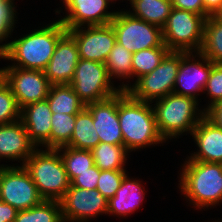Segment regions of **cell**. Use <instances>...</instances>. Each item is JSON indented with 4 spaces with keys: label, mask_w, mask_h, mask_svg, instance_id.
Here are the masks:
<instances>
[{
    "label": "cell",
    "mask_w": 222,
    "mask_h": 222,
    "mask_svg": "<svg viewBox=\"0 0 222 222\" xmlns=\"http://www.w3.org/2000/svg\"><path fill=\"white\" fill-rule=\"evenodd\" d=\"M132 55L124 46L115 43L104 63L111 80L132 78Z\"/></svg>",
    "instance_id": "f1b7e54d"
},
{
    "label": "cell",
    "mask_w": 222,
    "mask_h": 222,
    "mask_svg": "<svg viewBox=\"0 0 222 222\" xmlns=\"http://www.w3.org/2000/svg\"><path fill=\"white\" fill-rule=\"evenodd\" d=\"M205 115L222 129V100H219L210 106L205 111Z\"/></svg>",
    "instance_id": "74e56055"
},
{
    "label": "cell",
    "mask_w": 222,
    "mask_h": 222,
    "mask_svg": "<svg viewBox=\"0 0 222 222\" xmlns=\"http://www.w3.org/2000/svg\"><path fill=\"white\" fill-rule=\"evenodd\" d=\"M14 1H1L0 2V44L10 37L13 29L15 28V21L17 19ZM16 16V17H15ZM6 43L0 45V54L4 51Z\"/></svg>",
    "instance_id": "d6a6232c"
},
{
    "label": "cell",
    "mask_w": 222,
    "mask_h": 222,
    "mask_svg": "<svg viewBox=\"0 0 222 222\" xmlns=\"http://www.w3.org/2000/svg\"><path fill=\"white\" fill-rule=\"evenodd\" d=\"M170 50L163 43L160 47L134 52L132 55V77L136 80L153 71Z\"/></svg>",
    "instance_id": "f546056e"
},
{
    "label": "cell",
    "mask_w": 222,
    "mask_h": 222,
    "mask_svg": "<svg viewBox=\"0 0 222 222\" xmlns=\"http://www.w3.org/2000/svg\"><path fill=\"white\" fill-rule=\"evenodd\" d=\"M3 72L20 109L47 98L51 84L44 71L5 66Z\"/></svg>",
    "instance_id": "8fae6325"
},
{
    "label": "cell",
    "mask_w": 222,
    "mask_h": 222,
    "mask_svg": "<svg viewBox=\"0 0 222 222\" xmlns=\"http://www.w3.org/2000/svg\"><path fill=\"white\" fill-rule=\"evenodd\" d=\"M191 136L199 150L188 156V160L222 163V129L220 127L205 115Z\"/></svg>",
    "instance_id": "ac0fdd59"
},
{
    "label": "cell",
    "mask_w": 222,
    "mask_h": 222,
    "mask_svg": "<svg viewBox=\"0 0 222 222\" xmlns=\"http://www.w3.org/2000/svg\"><path fill=\"white\" fill-rule=\"evenodd\" d=\"M0 200L22 211L44 199L24 166L0 165Z\"/></svg>",
    "instance_id": "30bf717a"
},
{
    "label": "cell",
    "mask_w": 222,
    "mask_h": 222,
    "mask_svg": "<svg viewBox=\"0 0 222 222\" xmlns=\"http://www.w3.org/2000/svg\"><path fill=\"white\" fill-rule=\"evenodd\" d=\"M100 177V169L94 165L80 173V175L76 176L70 184L73 187L82 188V189H96L97 188V181Z\"/></svg>",
    "instance_id": "d590c367"
},
{
    "label": "cell",
    "mask_w": 222,
    "mask_h": 222,
    "mask_svg": "<svg viewBox=\"0 0 222 222\" xmlns=\"http://www.w3.org/2000/svg\"><path fill=\"white\" fill-rule=\"evenodd\" d=\"M67 29L58 19L51 24L34 29L29 34L8 42L0 59H8L13 63L7 67H19L44 71L54 54L59 39Z\"/></svg>",
    "instance_id": "6da1fadb"
},
{
    "label": "cell",
    "mask_w": 222,
    "mask_h": 222,
    "mask_svg": "<svg viewBox=\"0 0 222 222\" xmlns=\"http://www.w3.org/2000/svg\"><path fill=\"white\" fill-rule=\"evenodd\" d=\"M132 11H127L134 17L163 27L173 8L171 0H128Z\"/></svg>",
    "instance_id": "603a6c76"
},
{
    "label": "cell",
    "mask_w": 222,
    "mask_h": 222,
    "mask_svg": "<svg viewBox=\"0 0 222 222\" xmlns=\"http://www.w3.org/2000/svg\"><path fill=\"white\" fill-rule=\"evenodd\" d=\"M222 22V10L215 15Z\"/></svg>",
    "instance_id": "b9f144b4"
},
{
    "label": "cell",
    "mask_w": 222,
    "mask_h": 222,
    "mask_svg": "<svg viewBox=\"0 0 222 222\" xmlns=\"http://www.w3.org/2000/svg\"><path fill=\"white\" fill-rule=\"evenodd\" d=\"M180 173L179 189L196 209L222 202V163L187 160Z\"/></svg>",
    "instance_id": "3957f363"
},
{
    "label": "cell",
    "mask_w": 222,
    "mask_h": 222,
    "mask_svg": "<svg viewBox=\"0 0 222 222\" xmlns=\"http://www.w3.org/2000/svg\"><path fill=\"white\" fill-rule=\"evenodd\" d=\"M206 18L191 11L172 8L162 27L163 43L170 51L200 52Z\"/></svg>",
    "instance_id": "52a82bcc"
},
{
    "label": "cell",
    "mask_w": 222,
    "mask_h": 222,
    "mask_svg": "<svg viewBox=\"0 0 222 222\" xmlns=\"http://www.w3.org/2000/svg\"><path fill=\"white\" fill-rule=\"evenodd\" d=\"M173 8L194 12L198 15L204 16L206 19L210 16L204 10L202 0H171Z\"/></svg>",
    "instance_id": "8d00e7d4"
},
{
    "label": "cell",
    "mask_w": 222,
    "mask_h": 222,
    "mask_svg": "<svg viewBox=\"0 0 222 222\" xmlns=\"http://www.w3.org/2000/svg\"><path fill=\"white\" fill-rule=\"evenodd\" d=\"M118 118L124 146L130 153L165 143L157 129L152 103L136 100L121 90L118 92Z\"/></svg>",
    "instance_id": "7a4b0ae2"
},
{
    "label": "cell",
    "mask_w": 222,
    "mask_h": 222,
    "mask_svg": "<svg viewBox=\"0 0 222 222\" xmlns=\"http://www.w3.org/2000/svg\"><path fill=\"white\" fill-rule=\"evenodd\" d=\"M195 57H198L197 60ZM213 65L214 63L201 52L181 51V62L173 92L200 100L199 93L203 92Z\"/></svg>",
    "instance_id": "4fadbf2b"
},
{
    "label": "cell",
    "mask_w": 222,
    "mask_h": 222,
    "mask_svg": "<svg viewBox=\"0 0 222 222\" xmlns=\"http://www.w3.org/2000/svg\"><path fill=\"white\" fill-rule=\"evenodd\" d=\"M141 181L132 179L126 174L115 196L108 199L107 214L127 216L136 211L145 196Z\"/></svg>",
    "instance_id": "44dd1931"
},
{
    "label": "cell",
    "mask_w": 222,
    "mask_h": 222,
    "mask_svg": "<svg viewBox=\"0 0 222 222\" xmlns=\"http://www.w3.org/2000/svg\"><path fill=\"white\" fill-rule=\"evenodd\" d=\"M79 59L78 45L67 31L59 39L54 54L44 70L50 84H70Z\"/></svg>",
    "instance_id": "2e32d148"
},
{
    "label": "cell",
    "mask_w": 222,
    "mask_h": 222,
    "mask_svg": "<svg viewBox=\"0 0 222 222\" xmlns=\"http://www.w3.org/2000/svg\"><path fill=\"white\" fill-rule=\"evenodd\" d=\"M95 165L100 170H125L127 155L130 153L124 145H112L99 142L92 150Z\"/></svg>",
    "instance_id": "d4e9b609"
},
{
    "label": "cell",
    "mask_w": 222,
    "mask_h": 222,
    "mask_svg": "<svg viewBox=\"0 0 222 222\" xmlns=\"http://www.w3.org/2000/svg\"><path fill=\"white\" fill-rule=\"evenodd\" d=\"M204 10L210 15H216L222 10V0H202Z\"/></svg>",
    "instance_id": "ab89813d"
},
{
    "label": "cell",
    "mask_w": 222,
    "mask_h": 222,
    "mask_svg": "<svg viewBox=\"0 0 222 222\" xmlns=\"http://www.w3.org/2000/svg\"><path fill=\"white\" fill-rule=\"evenodd\" d=\"M206 92L208 97H210V101L209 105L204 108L205 111L217 101L222 100V64H214L212 66L208 81L203 90L204 94Z\"/></svg>",
    "instance_id": "e575fe53"
},
{
    "label": "cell",
    "mask_w": 222,
    "mask_h": 222,
    "mask_svg": "<svg viewBox=\"0 0 222 222\" xmlns=\"http://www.w3.org/2000/svg\"><path fill=\"white\" fill-rule=\"evenodd\" d=\"M51 117L52 111L46 99L21 108L20 121L36 148H50Z\"/></svg>",
    "instance_id": "d6986e66"
},
{
    "label": "cell",
    "mask_w": 222,
    "mask_h": 222,
    "mask_svg": "<svg viewBox=\"0 0 222 222\" xmlns=\"http://www.w3.org/2000/svg\"><path fill=\"white\" fill-rule=\"evenodd\" d=\"M56 149L62 158L70 182L80 173L95 165L90 150L75 149L70 146H62Z\"/></svg>",
    "instance_id": "83f0119b"
},
{
    "label": "cell",
    "mask_w": 222,
    "mask_h": 222,
    "mask_svg": "<svg viewBox=\"0 0 222 222\" xmlns=\"http://www.w3.org/2000/svg\"><path fill=\"white\" fill-rule=\"evenodd\" d=\"M93 116V125L100 142L124 145L118 118V93L108 99L86 105Z\"/></svg>",
    "instance_id": "e0dca14e"
},
{
    "label": "cell",
    "mask_w": 222,
    "mask_h": 222,
    "mask_svg": "<svg viewBox=\"0 0 222 222\" xmlns=\"http://www.w3.org/2000/svg\"><path fill=\"white\" fill-rule=\"evenodd\" d=\"M67 31L78 45L80 59L105 63L116 43V34L111 24L79 27Z\"/></svg>",
    "instance_id": "5bb4252c"
},
{
    "label": "cell",
    "mask_w": 222,
    "mask_h": 222,
    "mask_svg": "<svg viewBox=\"0 0 222 222\" xmlns=\"http://www.w3.org/2000/svg\"><path fill=\"white\" fill-rule=\"evenodd\" d=\"M4 80L3 68H0V83Z\"/></svg>",
    "instance_id": "60d3db41"
},
{
    "label": "cell",
    "mask_w": 222,
    "mask_h": 222,
    "mask_svg": "<svg viewBox=\"0 0 222 222\" xmlns=\"http://www.w3.org/2000/svg\"><path fill=\"white\" fill-rule=\"evenodd\" d=\"M17 210L0 200V222H14Z\"/></svg>",
    "instance_id": "f35d334b"
},
{
    "label": "cell",
    "mask_w": 222,
    "mask_h": 222,
    "mask_svg": "<svg viewBox=\"0 0 222 222\" xmlns=\"http://www.w3.org/2000/svg\"><path fill=\"white\" fill-rule=\"evenodd\" d=\"M99 142L100 138L93 125V116L85 107L76 114L73 134L70 141L65 146L91 151Z\"/></svg>",
    "instance_id": "7402d4cb"
},
{
    "label": "cell",
    "mask_w": 222,
    "mask_h": 222,
    "mask_svg": "<svg viewBox=\"0 0 222 222\" xmlns=\"http://www.w3.org/2000/svg\"><path fill=\"white\" fill-rule=\"evenodd\" d=\"M126 173V170H100L96 189L107 199L115 196Z\"/></svg>",
    "instance_id": "836d02e7"
},
{
    "label": "cell",
    "mask_w": 222,
    "mask_h": 222,
    "mask_svg": "<svg viewBox=\"0 0 222 222\" xmlns=\"http://www.w3.org/2000/svg\"><path fill=\"white\" fill-rule=\"evenodd\" d=\"M104 63L79 59L69 84L84 105L108 99L121 89L114 87Z\"/></svg>",
    "instance_id": "ba28073f"
},
{
    "label": "cell",
    "mask_w": 222,
    "mask_h": 222,
    "mask_svg": "<svg viewBox=\"0 0 222 222\" xmlns=\"http://www.w3.org/2000/svg\"><path fill=\"white\" fill-rule=\"evenodd\" d=\"M110 24L115 31L116 42L131 53L163 44L161 27L134 17L127 10L117 11Z\"/></svg>",
    "instance_id": "9c48e42d"
},
{
    "label": "cell",
    "mask_w": 222,
    "mask_h": 222,
    "mask_svg": "<svg viewBox=\"0 0 222 222\" xmlns=\"http://www.w3.org/2000/svg\"><path fill=\"white\" fill-rule=\"evenodd\" d=\"M21 109L8 84L0 83V125L20 120Z\"/></svg>",
    "instance_id": "1f68e13d"
},
{
    "label": "cell",
    "mask_w": 222,
    "mask_h": 222,
    "mask_svg": "<svg viewBox=\"0 0 222 222\" xmlns=\"http://www.w3.org/2000/svg\"><path fill=\"white\" fill-rule=\"evenodd\" d=\"M14 222H64L60 201L43 200L36 206L18 211Z\"/></svg>",
    "instance_id": "4316f807"
},
{
    "label": "cell",
    "mask_w": 222,
    "mask_h": 222,
    "mask_svg": "<svg viewBox=\"0 0 222 222\" xmlns=\"http://www.w3.org/2000/svg\"><path fill=\"white\" fill-rule=\"evenodd\" d=\"M200 52L214 64H222V22L209 16L204 25V41Z\"/></svg>",
    "instance_id": "484cf974"
},
{
    "label": "cell",
    "mask_w": 222,
    "mask_h": 222,
    "mask_svg": "<svg viewBox=\"0 0 222 222\" xmlns=\"http://www.w3.org/2000/svg\"><path fill=\"white\" fill-rule=\"evenodd\" d=\"M35 149L20 120L0 125V161L5 158L12 161L19 159L22 161L20 166H23Z\"/></svg>",
    "instance_id": "ffe728a7"
},
{
    "label": "cell",
    "mask_w": 222,
    "mask_h": 222,
    "mask_svg": "<svg viewBox=\"0 0 222 222\" xmlns=\"http://www.w3.org/2000/svg\"><path fill=\"white\" fill-rule=\"evenodd\" d=\"M75 121L76 114L52 113L50 148L65 146L70 141Z\"/></svg>",
    "instance_id": "4dcf8cb0"
},
{
    "label": "cell",
    "mask_w": 222,
    "mask_h": 222,
    "mask_svg": "<svg viewBox=\"0 0 222 222\" xmlns=\"http://www.w3.org/2000/svg\"><path fill=\"white\" fill-rule=\"evenodd\" d=\"M46 100L52 113L77 114L86 107L69 84L51 85Z\"/></svg>",
    "instance_id": "cb8c5ba5"
},
{
    "label": "cell",
    "mask_w": 222,
    "mask_h": 222,
    "mask_svg": "<svg viewBox=\"0 0 222 222\" xmlns=\"http://www.w3.org/2000/svg\"><path fill=\"white\" fill-rule=\"evenodd\" d=\"M154 102L152 107L157 129L165 142L179 138L183 133L191 135L205 116V110L198 107V100L174 92Z\"/></svg>",
    "instance_id": "277c9868"
},
{
    "label": "cell",
    "mask_w": 222,
    "mask_h": 222,
    "mask_svg": "<svg viewBox=\"0 0 222 222\" xmlns=\"http://www.w3.org/2000/svg\"><path fill=\"white\" fill-rule=\"evenodd\" d=\"M108 199L97 189L70 187L60 200L64 222H87L107 214Z\"/></svg>",
    "instance_id": "7c38bea8"
},
{
    "label": "cell",
    "mask_w": 222,
    "mask_h": 222,
    "mask_svg": "<svg viewBox=\"0 0 222 222\" xmlns=\"http://www.w3.org/2000/svg\"><path fill=\"white\" fill-rule=\"evenodd\" d=\"M66 15L59 19L67 30L110 24L117 11L108 12L109 0H62Z\"/></svg>",
    "instance_id": "9a60e30c"
},
{
    "label": "cell",
    "mask_w": 222,
    "mask_h": 222,
    "mask_svg": "<svg viewBox=\"0 0 222 222\" xmlns=\"http://www.w3.org/2000/svg\"><path fill=\"white\" fill-rule=\"evenodd\" d=\"M23 166L44 200L60 201L70 187L64 163L57 149L36 148Z\"/></svg>",
    "instance_id": "5b68a950"
},
{
    "label": "cell",
    "mask_w": 222,
    "mask_h": 222,
    "mask_svg": "<svg viewBox=\"0 0 222 222\" xmlns=\"http://www.w3.org/2000/svg\"><path fill=\"white\" fill-rule=\"evenodd\" d=\"M180 62L181 51H169L153 71L135 80L133 85L123 82L118 87L136 100L153 103L173 92Z\"/></svg>",
    "instance_id": "8992f818"
}]
</instances>
